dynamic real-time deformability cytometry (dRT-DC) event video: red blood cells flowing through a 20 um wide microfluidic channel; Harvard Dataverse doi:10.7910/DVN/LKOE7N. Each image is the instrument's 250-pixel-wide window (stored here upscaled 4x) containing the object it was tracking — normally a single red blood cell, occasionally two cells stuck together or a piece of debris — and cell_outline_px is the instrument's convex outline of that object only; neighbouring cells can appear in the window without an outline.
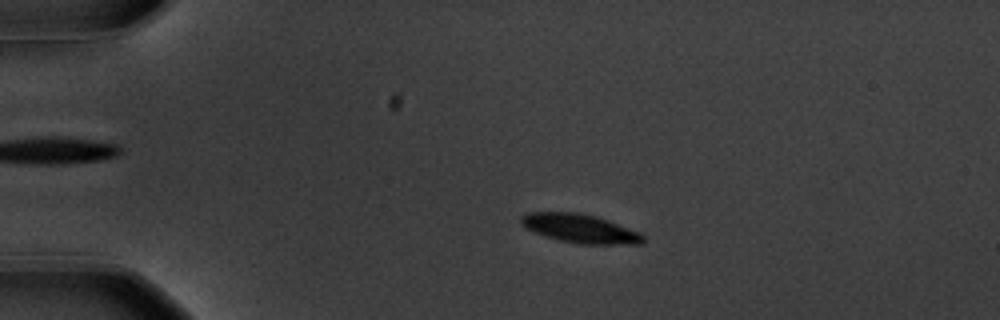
{"species": "common noctule bat (a hibernating species)", "species_latin": "Nyctalus noctula", "temperature_condition": "warm", "stored_images_in_passage": 48, "camera_frame_rate_fps": 3000, "um_per_image_px": 0.085, "animal": {"sex": "male", "body_mass_g": 20.1, "forearm_length_mm": 53.5}, "frame": {"image": 1, "passage_image": 3, "time_ms": 0.667, "image_size_px": [1000, 320], "cell_outline_px": [[644, 240], [640, 244], [580, 244], [560, 240], [524, 228], [520, 224], [520, 216], [528, 212], [576, 212], [596, 216], [608, 220], [640, 232], [644, 236]], "centroid_in_image_um": [49.3, 19.41], "position_along_channel_um": 35.7, "area_um2": 20.4}}
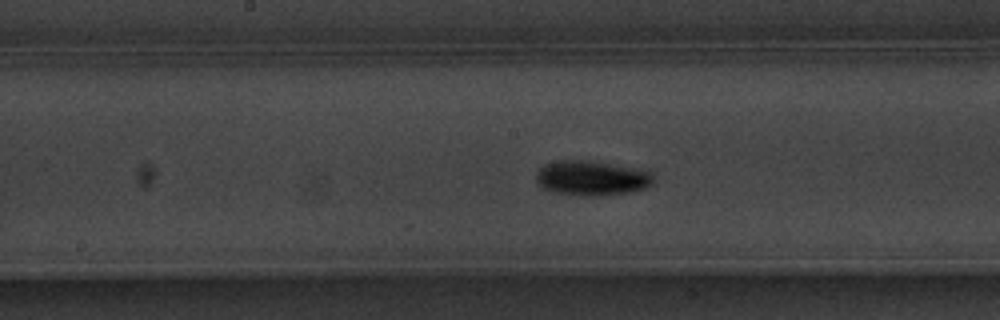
{"frame": {"image": 2, "passage_image": 21, "time_ms": 6.667, "image_size_px": [1000, 320], "cell_outline_px": [[652, 184], [644, 188], [628, 192], [600, 196], [580, 196], [556, 192], [544, 188], [536, 180], [536, 172], [544, 164], [560, 160], [580, 160], [652, 172]], "centroid_in_image_um": [50.23, 15.16], "position_along_channel_um": 198.0, "area_um2": 23.12}}
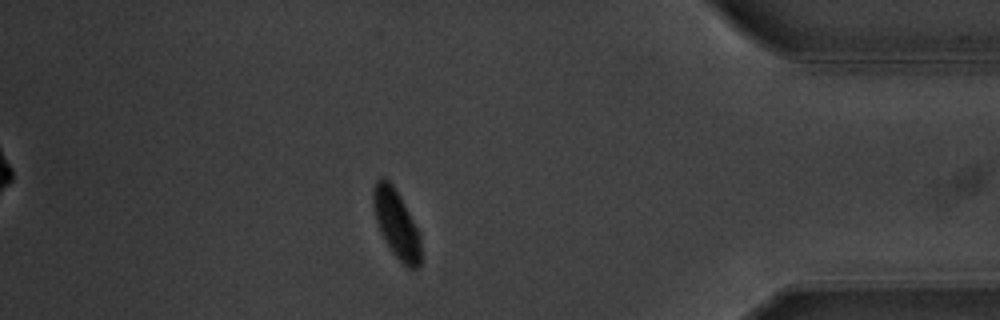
{"frame": {"image": 3, "passage_image": 41, "time_ms": 13.333, "image_size_px": [1000, 320], "cell_outline_px": [[420, 268], [408, 268], [392, 252], [380, 232], [376, 220], [372, 204], [372, 192], [376, 180], [388, 180], [392, 184], [408, 212], [420, 236]], "centroid_in_image_um": [33.67, 19.05], "position_along_channel_um": 401.5, "area_um2": 18.38}, "authors_computed_cell_mechanics": {"area_um2": 20.4034, "velocity_mm_per_s": 3.5375, "shape_relaxation_time_tau1_ms": 4.9368, "shape_relaxation_time_tau2_ms": null, "deformation_change_tau1": 0.2214, "deformation_change_tau2": null}}